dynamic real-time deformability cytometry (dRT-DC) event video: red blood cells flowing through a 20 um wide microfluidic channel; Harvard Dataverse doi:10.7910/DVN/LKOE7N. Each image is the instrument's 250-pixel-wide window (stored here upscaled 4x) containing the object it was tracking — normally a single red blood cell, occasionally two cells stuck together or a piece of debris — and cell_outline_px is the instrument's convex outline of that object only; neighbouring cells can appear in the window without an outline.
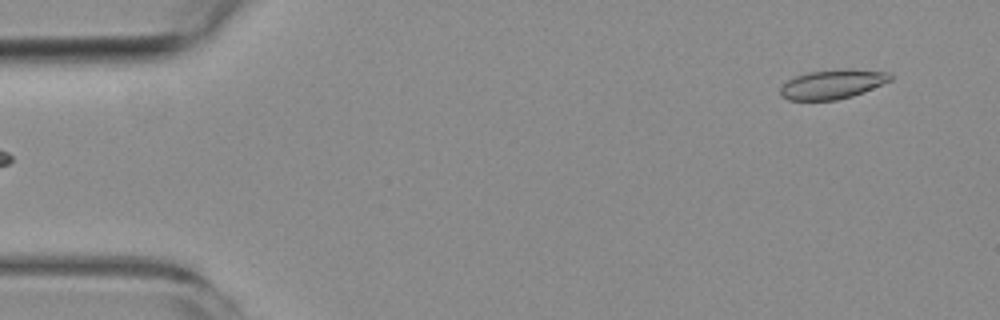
{"species": "common noctule bat (a hibernating species)", "species_latin": "Nyctalus noctula", "temperature_condition": "room temperature", "stored_images_in_passage": 6, "segment_of_instrument_passage": [2, 2], "camera_frame_rate_fps": 3000, "um_per_image_px": 0.085, "animal": {"sex": "female", "body_mass_g": 19.3, "forearm_length_mm": 54.1}, "frame": {"image": 1, "passage_image": 6, "time_ms": 5.667, "image_size_px": [1000, 320], "cell_outline_px": [[892, 80], [864, 92], [852, 96], [836, 100], [788, 100], [780, 96], [780, 88], [788, 80], [796, 76], [808, 72], [848, 68], [888, 72], [892, 76]], "centroid_in_image_um": [70.77, 7.16], "position_along_channel_um": 14.2, "area_um2": 18.84}}